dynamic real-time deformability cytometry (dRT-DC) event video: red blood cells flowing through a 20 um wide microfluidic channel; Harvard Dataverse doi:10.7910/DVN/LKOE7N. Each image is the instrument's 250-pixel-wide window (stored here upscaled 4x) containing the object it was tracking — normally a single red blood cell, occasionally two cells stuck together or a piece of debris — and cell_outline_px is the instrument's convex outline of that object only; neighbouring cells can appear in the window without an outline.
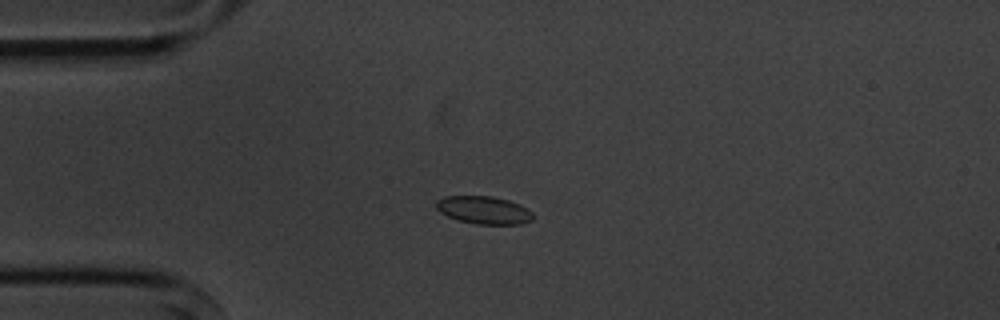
{"species": "common noctule bat (a hibernating species)", "species_latin": "Nyctalus noctula", "temperature_condition": "cold", "stored_images_in_passage": 12, "camera_frame_rate_fps": 3000, "um_per_image_px": 0.085, "animal": {"sex": "male", "body_mass_g": 20.1, "forearm_length_mm": 53.5}, "frame": {"image": 1, "passage_image": 3, "time_ms": 3.0, "image_size_px": [1000, 320], "cell_outline_px": [[536, 216], [532, 220], [520, 224], [476, 224], [460, 220], [448, 216], [440, 212], [436, 208], [436, 200], [444, 196], [492, 196], [508, 200], [520, 204], [528, 208]], "centroid_in_image_um": [41.16, 17.85], "position_along_channel_um": 43.8, "area_um2": 15.78}}
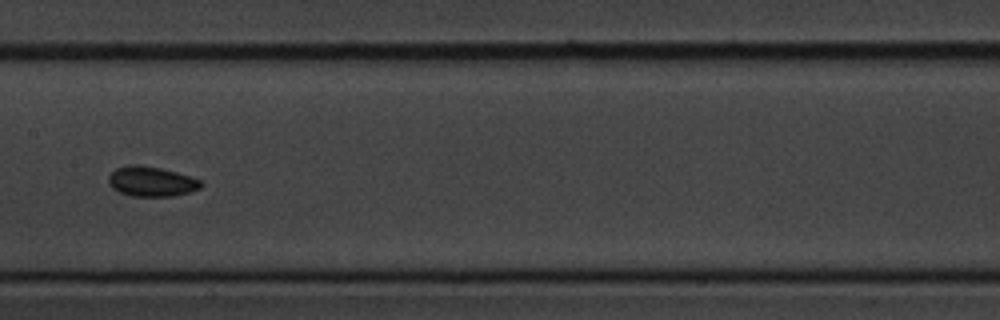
{"frame": {"image": 2, "passage_image": 7, "time_ms": 7.667, "image_size_px": [1000, 320], "cell_outline_px": [[204, 184], [200, 188], [188, 192], [172, 196], [132, 196], [120, 192], [112, 188], [108, 184], [108, 176], [116, 168], [128, 164], [140, 164], [160, 168], [176, 172], [200, 180]], "centroid_in_image_um": [12.83, 15.41], "position_along_channel_um": 194.6, "area_um2": 16.13}}
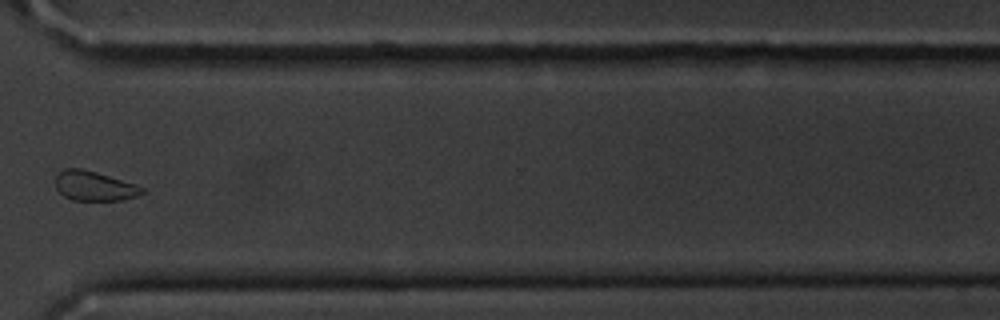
{"frame": {"image": 3, "passage_image": 11, "time_ms": 12.333, "image_size_px": [1000, 320], "cell_outline_px": [[144, 192], [136, 196], [124, 200], [72, 200], [64, 196], [56, 188], [56, 176], [64, 168], [80, 168], [96, 172], [144, 188]], "centroid_in_image_um": [7.97, 15.82], "position_along_channel_um": 362.6, "area_um2": 14.62}}